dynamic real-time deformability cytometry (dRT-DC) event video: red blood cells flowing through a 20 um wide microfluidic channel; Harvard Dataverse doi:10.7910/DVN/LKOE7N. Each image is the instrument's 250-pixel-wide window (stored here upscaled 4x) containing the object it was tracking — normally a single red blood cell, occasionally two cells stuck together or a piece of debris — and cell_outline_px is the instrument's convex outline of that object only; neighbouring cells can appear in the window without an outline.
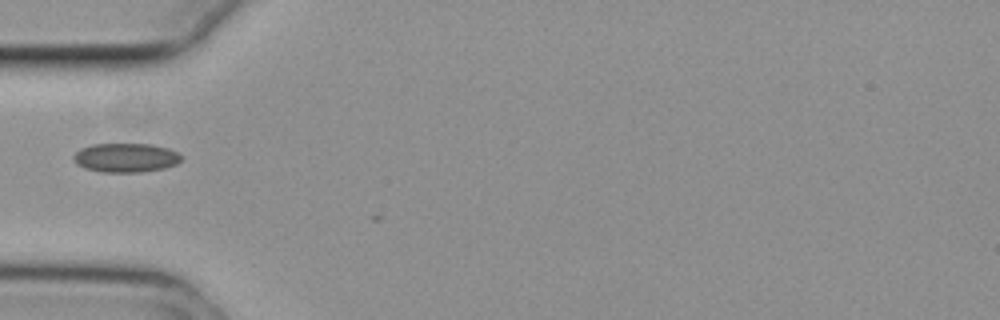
{"species": "common noctule bat (a hibernating species)", "species_latin": "Nyctalus noctula", "temperature_condition": "cold", "stored_images_in_passage": 7, "camera_frame_rate_fps": 3000, "um_per_image_px": 0.085, "animal": {"sex": "female", "body_mass_g": 29.2, "forearm_length_mm": 56.3}, "frame": {"image": 1, "passage_image": 1, "time_ms": 0.0, "image_size_px": [1000, 320], "cell_outline_px": [[184, 156], [176, 164], [164, 168], [140, 172], [100, 172], [84, 168], [76, 164], [72, 160], [72, 156], [80, 148], [92, 144], [152, 144], [168, 148]], "centroid_in_image_um": [10.66, 13.4], "position_along_channel_um": 74.3, "area_um2": 18.44}}
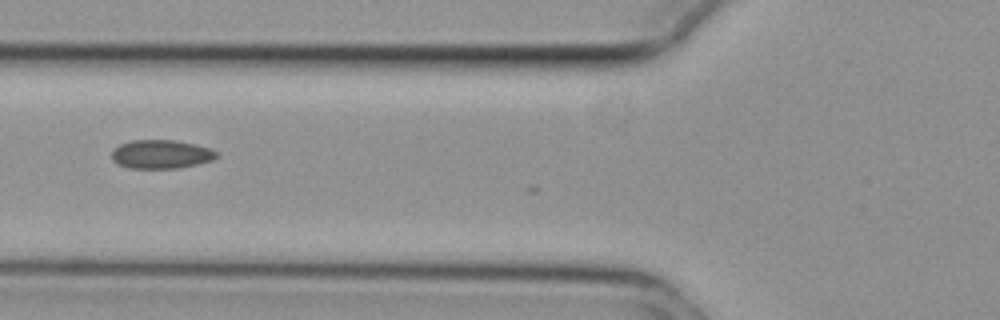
{"frame": {"image": 2, "passage_image": 4, "time_ms": 1.0, "image_size_px": [1000, 320], "cell_outline_px": [[220, 156], [212, 160], [196, 164], [176, 168], [128, 168], [112, 160], [112, 148], [120, 144], [132, 140], [176, 140], [196, 144], [212, 148]], "centroid_in_image_um": [13.7, 13.09], "position_along_channel_um": 112.1, "area_um2": 17.63}}